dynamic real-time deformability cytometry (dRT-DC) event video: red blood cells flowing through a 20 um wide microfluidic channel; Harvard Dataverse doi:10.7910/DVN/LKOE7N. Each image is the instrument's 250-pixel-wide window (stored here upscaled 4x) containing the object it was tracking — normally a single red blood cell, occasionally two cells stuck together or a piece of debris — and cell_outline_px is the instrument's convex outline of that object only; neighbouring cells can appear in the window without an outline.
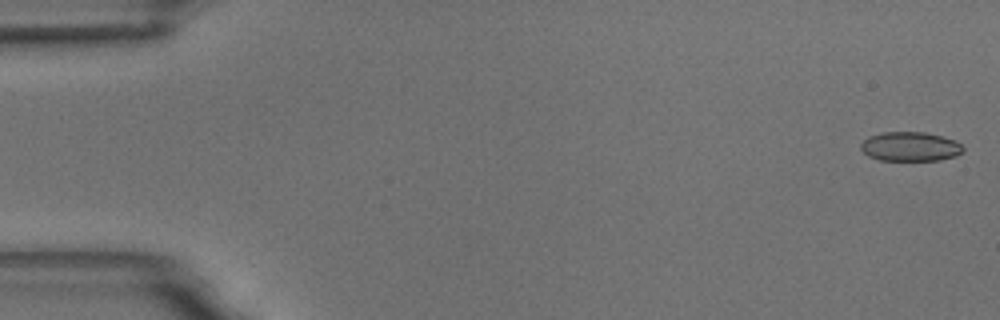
{"species": "common noctule bat (a hibernating species)", "species_latin": "Nyctalus noctula", "temperature_condition": "room temperature", "stored_images_in_passage": 17, "camera_frame_rate_fps": 3000, "um_per_image_px": 0.085, "animal": {"sex": "male", "body_mass_g": 18.8}, "frame": {"image": 1, "passage_image": 2, "time_ms": 0.333, "image_size_px": [1000, 320], "cell_outline_px": [[964, 152], [956, 156], [940, 160], [880, 160], [868, 156], [860, 148], [860, 144], [868, 136], [884, 132], [924, 132], [956, 140], [964, 148]], "centroid_in_image_um": [77.38, 12.46], "position_along_channel_um": 7.6, "area_um2": 17.51}}
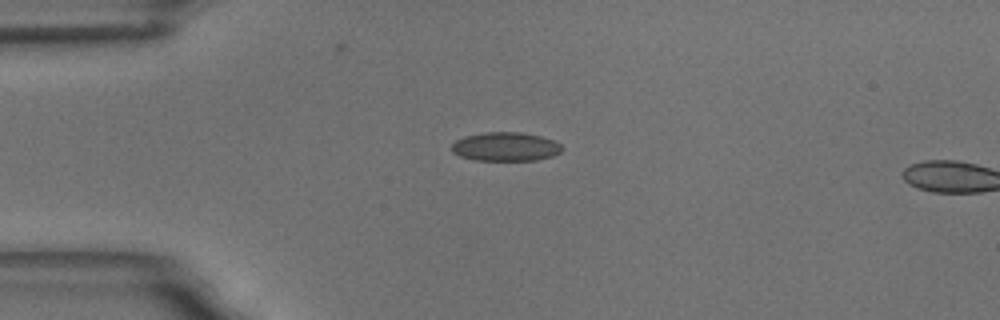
{"frame": {"image": 2, "passage_image": 15, "time_ms": 4.667, "image_size_px": [1000, 320], "cell_outline_px": [[564, 148], [560, 152], [552, 156], [536, 160], [476, 160], [460, 156], [452, 152], [452, 144], [456, 140], [464, 136], [484, 132], [520, 132], [540, 136], [552, 140], [560, 144]], "centroid_in_image_um": [42.96, 12.46], "position_along_channel_um": 42.0, "area_um2": 18.5}}